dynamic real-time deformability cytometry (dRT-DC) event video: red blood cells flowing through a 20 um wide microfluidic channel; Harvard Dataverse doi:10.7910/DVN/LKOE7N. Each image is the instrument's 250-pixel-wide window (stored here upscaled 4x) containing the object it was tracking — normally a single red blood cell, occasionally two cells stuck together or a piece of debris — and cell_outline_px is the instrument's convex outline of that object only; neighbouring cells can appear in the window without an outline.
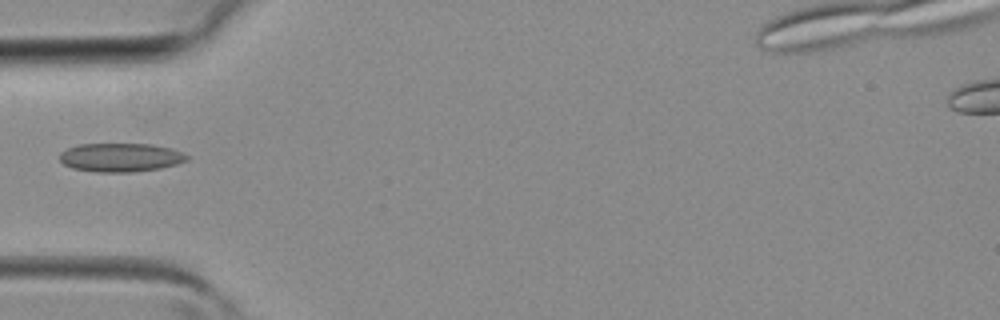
{"species": "common noctule bat (a hibernating species)", "species_latin": "Nyctalus noctula", "temperature_condition": "room temperature", "stored_images_in_passage": 1, "camera_frame_rate_fps": 3000, "um_per_image_px": 0.085, "animal": {"sex": "female", "body_mass_g": 19.3, "forearm_length_mm": 54.1}, "frame": {"image": 1, "passage_image": 1, "time_ms": 0.0, "image_size_px": [1000, 320], "cell_outline_px": [[188, 160], [176, 164], [160, 168], [132, 172], [96, 172], [72, 168], [64, 164], [60, 160], [60, 152], [68, 148], [80, 144], [152, 144], [172, 148], [188, 156]], "centroid_in_image_um": [10.24, 13.38], "position_along_channel_um": 74.8, "area_um2": 21.21}}